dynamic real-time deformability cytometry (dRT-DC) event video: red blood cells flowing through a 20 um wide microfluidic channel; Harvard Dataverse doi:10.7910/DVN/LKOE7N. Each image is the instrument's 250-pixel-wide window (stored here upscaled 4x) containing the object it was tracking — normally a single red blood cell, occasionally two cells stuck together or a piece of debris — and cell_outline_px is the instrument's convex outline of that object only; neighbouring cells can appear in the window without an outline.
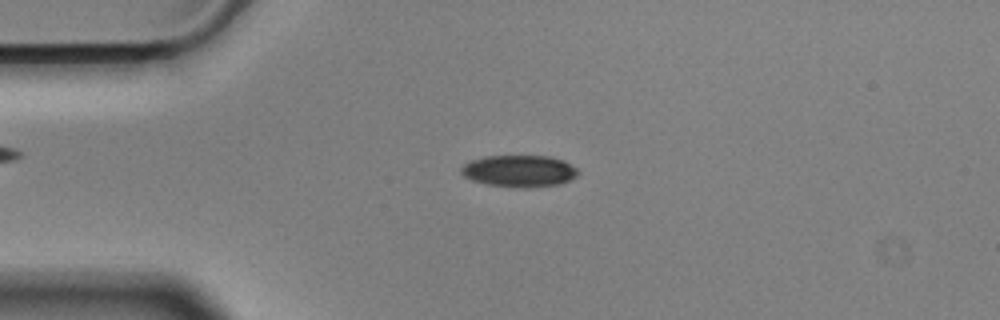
{"species": "Egyptian fruit bat (a non-hibernating species)", "species_latin": "Rousettus aegyptiacus", "temperature_condition": "cold", "stored_images_in_passage": 50, "camera_frame_rate_fps": 3000, "um_per_image_px": 0.085, "animal": {"sex": "male"}, "frame": {"image": 1, "passage_image": 7, "time_ms": 2.0, "image_size_px": [1000, 320], "cell_outline_px": [[580, 172], [576, 176], [560, 184], [524, 188], [484, 184], [472, 180], [464, 176], [460, 172], [460, 168], [464, 164], [472, 160], [484, 156], [552, 156], [564, 160], [576, 168]], "centroid_in_image_um": [44.13, 14.53], "position_along_channel_um": 40.9, "area_um2": 21.73}}
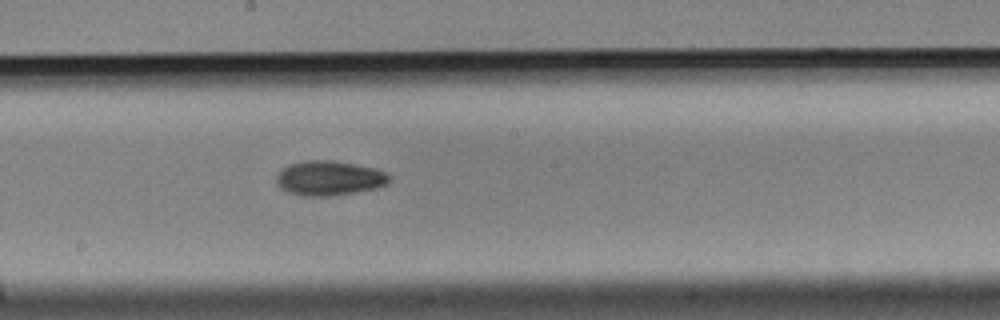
{"frame": {"image": 2, "passage_image": 24, "time_ms": 7.667, "image_size_px": [1000, 320], "cell_outline_px": [[392, 176], [388, 184], [376, 188], [356, 192], [332, 196], [300, 196], [288, 192], [280, 188], [276, 184], [276, 176], [280, 168], [288, 164], [304, 160], [332, 160], [356, 164], [376, 168]], "centroid_in_image_um": [27.96, 15.14], "position_along_channel_um": 220.2, "area_um2": 23.29}}
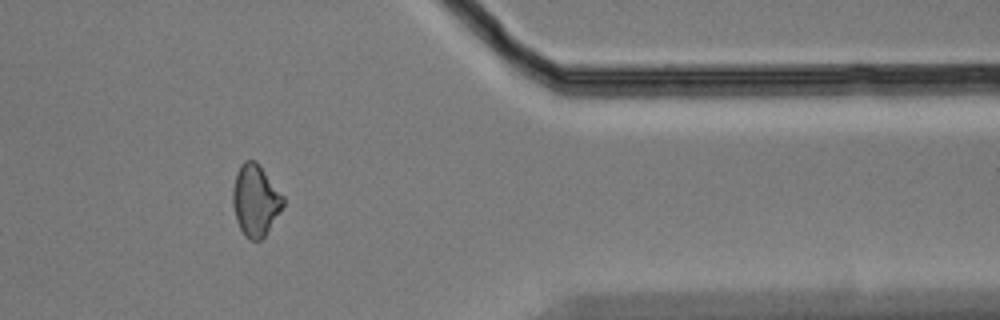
{"frame": {"image": 3, "passage_image": 40, "time_ms": 13.0, "image_size_px": [1000, 320], "cell_outline_px": [[284, 204], [264, 236], [260, 240], [252, 240], [244, 236], [236, 220], [232, 204], [232, 188], [236, 172], [240, 164], [244, 160], [256, 160], [260, 164], [284, 196]], "centroid_in_image_um": [21.69, 16.98], "position_along_channel_um": 389.7, "area_um2": 21.1}, "authors_computed_cell_mechanics": {"area_um2": 21.2993, "velocity_mm_per_s": 3.5635, "shape_relaxation_time_tau1_ms": 5.705, "shape_relaxation_time_tau2_ms": null, "deformation_change_tau1": 0.1193, "deformation_change_tau2": null}}